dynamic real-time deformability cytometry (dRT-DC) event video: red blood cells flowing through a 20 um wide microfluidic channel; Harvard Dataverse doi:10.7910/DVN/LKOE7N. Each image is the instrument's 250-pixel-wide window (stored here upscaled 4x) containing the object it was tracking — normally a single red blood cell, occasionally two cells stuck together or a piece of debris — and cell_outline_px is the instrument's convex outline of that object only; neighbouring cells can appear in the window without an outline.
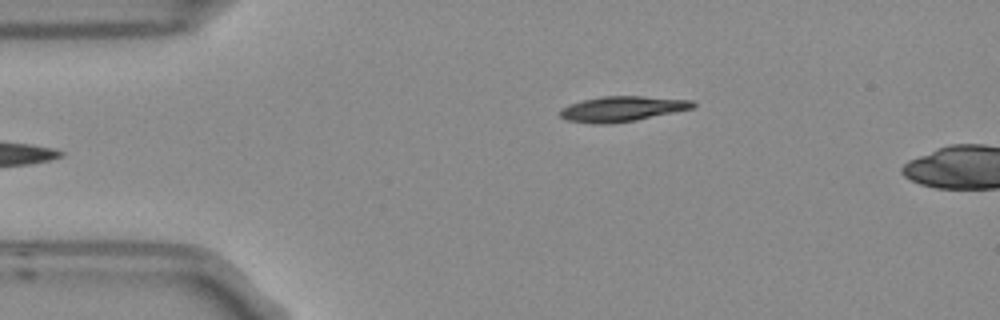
{"species": "Egyptian fruit bat (a non-hibernating species)", "species_latin": "Rousettus aegyptiacus", "temperature_condition": "room temperature", "stored_images_in_passage": 5, "camera_frame_rate_fps": 3000, "um_per_image_px": 0.085, "frame": {"image": 1, "passage_image": 5, "time_ms": 1.333, "image_size_px": [1000, 320], "cell_outline_px": [[696, 104], [692, 108], [636, 120], [604, 124], [596, 124], [568, 120], [560, 116], [560, 112], [564, 108], [572, 104], [584, 100], [600, 96], [644, 96], [692, 100]], "centroid_in_image_um": [52.91, 9.24], "position_along_channel_um": 32.1, "area_um2": 19.13}}